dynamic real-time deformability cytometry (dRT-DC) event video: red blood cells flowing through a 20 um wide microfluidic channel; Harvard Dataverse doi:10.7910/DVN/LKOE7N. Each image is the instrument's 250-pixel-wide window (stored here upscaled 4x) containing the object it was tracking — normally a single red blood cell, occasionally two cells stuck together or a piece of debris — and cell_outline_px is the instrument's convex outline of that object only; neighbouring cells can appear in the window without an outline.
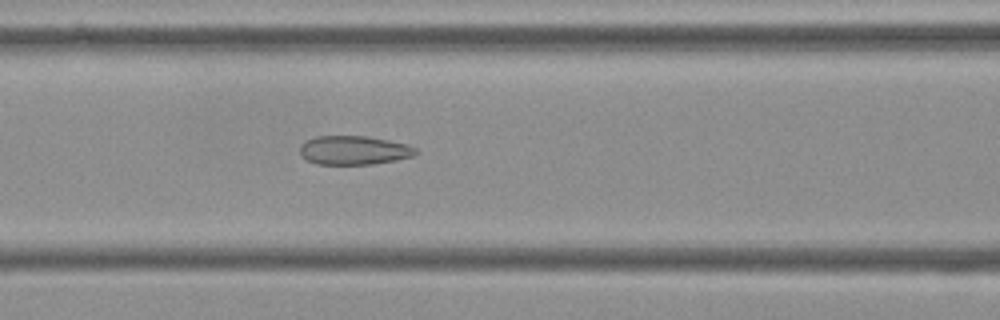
{"species": "Egyptian fruit bat (a non-hibernating species)", "species_latin": "Rousettus aegyptiacus", "temperature_condition": "cold", "stored_images_in_passage": 55, "camera_frame_rate_fps": 3000, "um_per_image_px": 0.085, "frame": {"image": 1, "passage_image": 23, "time_ms": 7.333, "image_size_px": [1000, 320], "cell_outline_px": [[416, 152], [412, 156], [396, 160], [372, 164], [316, 164], [300, 156], [300, 144], [316, 136], [368, 136], [408, 144], [416, 148]], "centroid_in_image_um": [30.06, 12.77], "position_along_channel_um": 136.5, "area_um2": 19.48}}
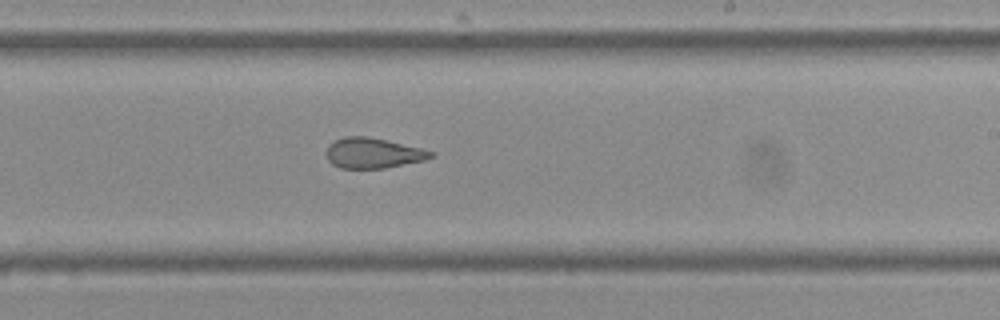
{"frame": {"image": 2, "passage_image": 33, "time_ms": 10.667, "image_size_px": [1000, 320], "cell_outline_px": [[436, 156], [424, 160], [384, 168], [340, 168], [332, 164], [328, 160], [324, 152], [328, 144], [344, 136], [368, 136], [388, 140], [436, 152]], "centroid_in_image_um": [31.69, 13.0], "position_along_channel_um": 257.3, "area_um2": 18.67}}
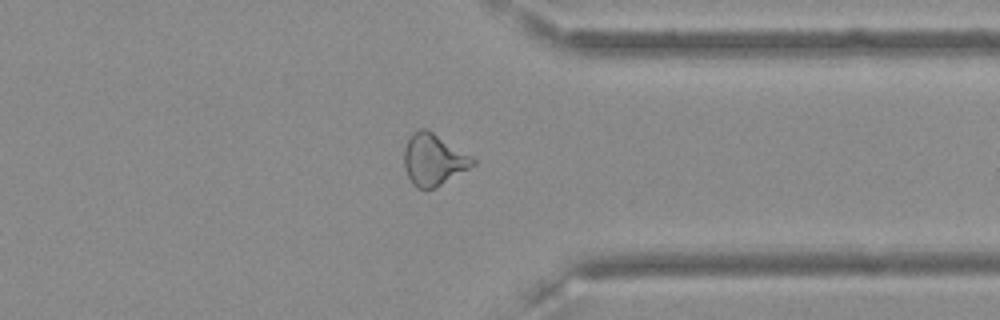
{"frame": {"image": 3, "passage_image": 43, "time_ms": 14.0, "image_size_px": [1000, 320], "cell_outline_px": [[476, 164], [436, 188], [416, 188], [412, 184], [404, 168], [404, 148], [408, 140], [420, 128], [424, 128], [432, 132], [472, 156], [476, 160]], "centroid_in_image_um": [36.86, 13.6], "position_along_channel_um": 374.5, "area_um2": 20.4}, "authors_computed_cell_mechanics": {"area_um2": 21.7906, "velocity_mm_per_s": 3.6272, "shape_relaxation_time_tau1_ms": null, "shape_relaxation_time_tau2_ms": 1.8573, "deformation_change_tau1": null, "deformation_change_tau2": 0.0984}}